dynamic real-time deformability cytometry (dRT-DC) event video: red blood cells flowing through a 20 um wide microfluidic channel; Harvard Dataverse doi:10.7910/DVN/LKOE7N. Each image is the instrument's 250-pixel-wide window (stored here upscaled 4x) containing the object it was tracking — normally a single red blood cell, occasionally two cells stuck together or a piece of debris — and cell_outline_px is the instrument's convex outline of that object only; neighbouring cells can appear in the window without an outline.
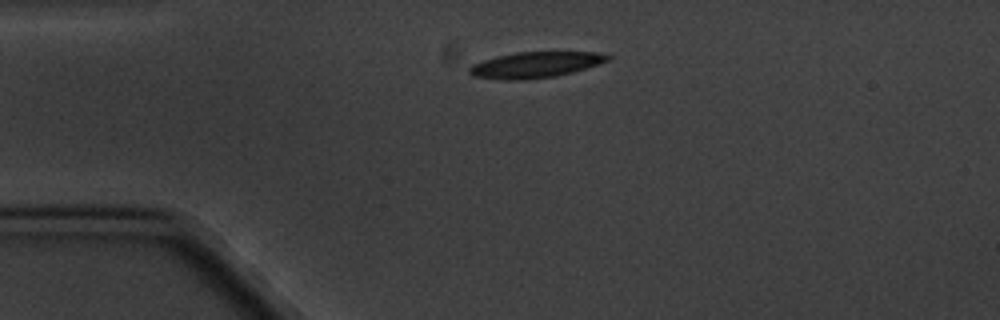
{"species": "common noctule bat (a hibernating species)", "species_latin": "Nyctalus noctula", "temperature_condition": "cold", "stored_images_in_passage": 3, "segment_of_instrument_passage": [1, 2], "camera_frame_rate_fps": 3000, "um_per_image_px": 0.085, "animal": {"sex": "male", "body_mass_g": 20.1, "forearm_length_mm": 53.5}, "frame": {"image": 1, "passage_image": 1, "time_ms": 0.0, "image_size_px": [1000, 320], "cell_outline_px": [[612, 60], [572, 72], [556, 76], [520, 80], [500, 80], [472, 76], [468, 72], [468, 68], [472, 64], [496, 56], [516, 52], [600, 52], [612, 56]], "centroid_in_image_um": [45.51, 5.51], "position_along_channel_um": 39.5, "area_um2": 21.04}}